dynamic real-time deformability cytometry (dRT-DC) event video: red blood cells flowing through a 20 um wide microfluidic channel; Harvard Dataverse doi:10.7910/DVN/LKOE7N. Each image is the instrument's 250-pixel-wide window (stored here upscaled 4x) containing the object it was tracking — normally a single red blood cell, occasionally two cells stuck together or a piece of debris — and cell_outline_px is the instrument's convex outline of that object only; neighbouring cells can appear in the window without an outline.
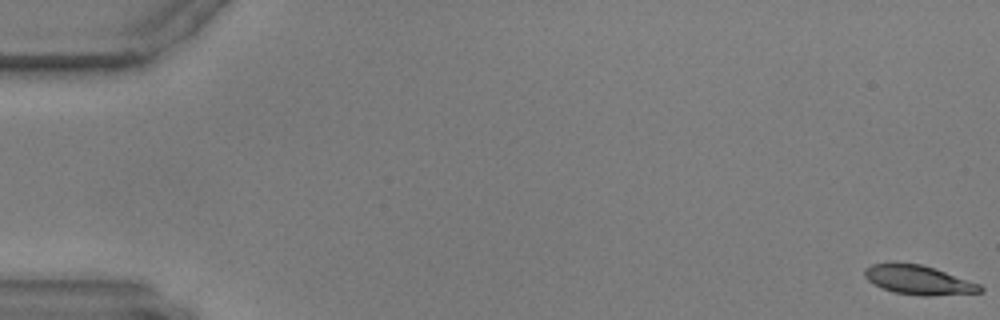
{"species": "common noctule bat (a hibernating species)", "species_latin": "Nyctalus noctula", "temperature_condition": "warm", "stored_images_in_passage": 59, "camera_frame_rate_fps": 3000, "um_per_image_px": 0.085, "animal": {"sex": "male", "body_mass_g": 17.9, "forearm_length_mm": 54.2}, "frame": {"image": 1, "passage_image": 1, "time_ms": 0.0, "image_size_px": [1000, 320], "cell_outline_px": [[984, 292], [932, 296], [920, 296], [896, 292], [884, 288], [868, 280], [864, 276], [864, 268], [872, 264], [892, 260], [896, 260], [920, 264], [980, 284], [984, 288]], "centroid_in_image_um": [78.04, 23.77], "position_along_channel_um": 7.0, "area_um2": 19.88}}
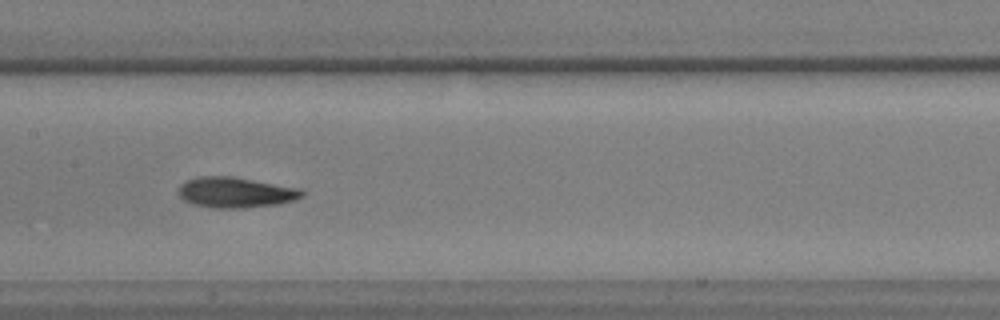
{"frame": {"image": 2, "passage_image": 30, "time_ms": 9.667, "image_size_px": [1000, 320], "cell_outline_px": [[304, 196], [280, 204], [244, 208], [212, 208], [196, 204], [184, 200], [180, 196], [180, 184], [188, 180], [200, 176], [232, 176], [300, 188], [304, 192]], "centroid_in_image_um": [20.06, 16.35], "position_along_channel_um": 187.3, "area_um2": 21.85}}
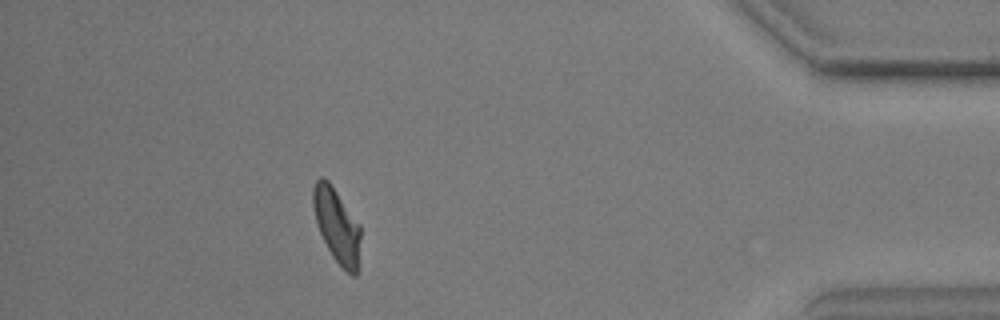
{"frame": {"image": 3, "passage_image": 53, "time_ms": 17.333, "image_size_px": [1000, 320], "cell_outline_px": [[360, 236], [356, 276], [352, 276], [332, 256], [316, 224], [312, 208], [312, 188], [316, 180], [320, 176], [324, 176], [328, 180], [360, 224]], "centroid_in_image_um": [28.59, 19.1], "position_along_channel_um": 406.6, "area_um2": 20.4}}